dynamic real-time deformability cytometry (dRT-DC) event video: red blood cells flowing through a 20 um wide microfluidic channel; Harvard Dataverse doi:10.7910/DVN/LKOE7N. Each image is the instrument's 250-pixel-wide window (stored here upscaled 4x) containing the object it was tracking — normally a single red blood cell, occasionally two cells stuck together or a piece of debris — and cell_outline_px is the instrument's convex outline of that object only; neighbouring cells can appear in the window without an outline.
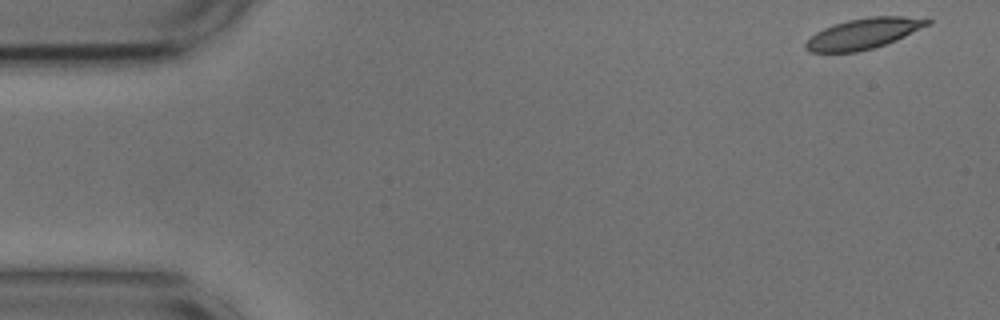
{"species": "common noctule bat (a hibernating species)", "species_latin": "Nyctalus noctula", "temperature_condition": "cold", "stored_images_in_passage": 5, "segment_of_instrument_passage": [1, 2], "camera_frame_rate_fps": 3000, "um_per_image_px": 0.085, "animal": {"sex": "male", "body_mass_g": 17.9, "forearm_length_mm": 54.2}, "frame": {"image": 1, "passage_image": 1, "time_ms": 0.0, "image_size_px": [1000, 320], "cell_outline_px": [[932, 24], [896, 40], [872, 48], [856, 52], [808, 52], [804, 48], [804, 44], [816, 32], [832, 24], [848, 20], [868, 16], [928, 16], [932, 20]], "centroid_in_image_um": [73.48, 2.82], "position_along_channel_um": 11.5, "area_um2": 22.08}}